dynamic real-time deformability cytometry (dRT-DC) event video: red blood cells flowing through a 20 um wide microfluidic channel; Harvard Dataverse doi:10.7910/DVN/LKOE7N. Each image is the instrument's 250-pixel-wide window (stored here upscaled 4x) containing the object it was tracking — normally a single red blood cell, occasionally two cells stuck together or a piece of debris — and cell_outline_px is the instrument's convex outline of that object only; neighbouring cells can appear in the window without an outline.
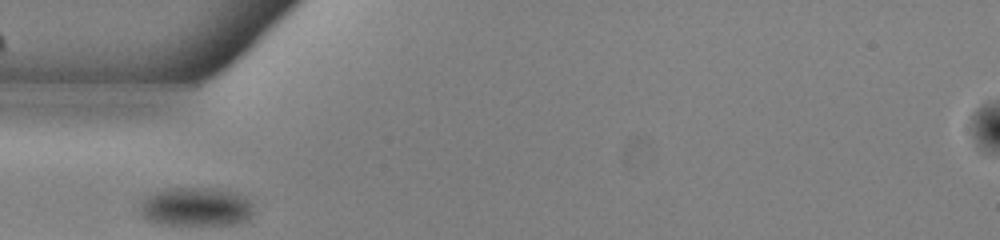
{"species": "common noctule bat (a hibernating species)", "species_latin": "Nyctalus noctula", "temperature_condition": "warm", "stored_images_in_passage": 26, "camera_frame_rate_fps": 3000, "um_per_image_px": 0.085, "animal": {"sex": "male", "body_mass_g": 13.0, "forearm_length_mm": 53.1}, "frame": {"image": 1, "passage_image": 1, "time_ms": 0.0, "image_size_px": [1000, 240], "cell_outline_px": [[252, 212], [248, 220], [236, 224], [156, 224], [148, 220], [140, 212], [140, 200], [144, 196], [160, 188], [224, 188], [244, 196], [252, 204]], "centroid_in_image_um": [16.61, 17.55], "position_along_channel_um": 68.4, "area_um2": 26.13}}
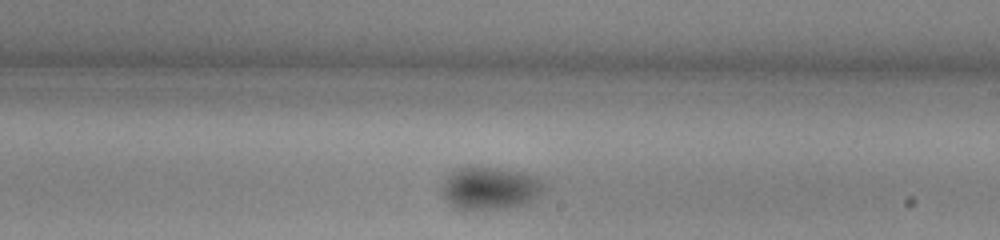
{"frame": {"image": 2, "passage_image": 15, "time_ms": 4.667, "image_size_px": [1000, 240], "cell_outline_px": [[544, 188], [528, 204], [504, 208], [460, 208], [452, 204], [440, 192], [444, 176], [460, 168], [496, 168], [516, 172], [532, 176], [544, 184]], "centroid_in_image_um": [41.61, 16.0], "position_along_channel_um": 247.4, "area_um2": 24.39}}
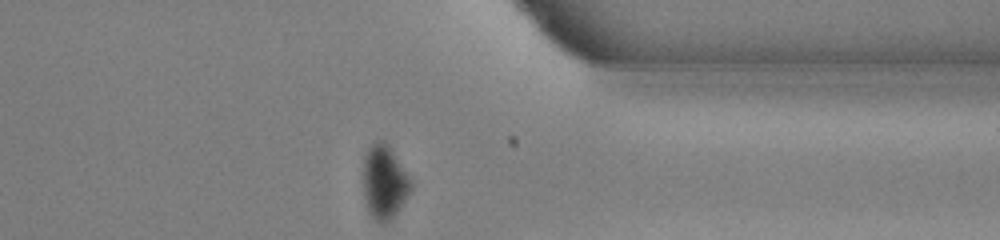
{"frame": {"image": 3, "passage_image": 26, "time_ms": 8.333, "image_size_px": [1000, 240], "cell_outline_px": [[412, 188], [408, 196], [392, 220], [384, 224], [380, 224], [368, 212], [364, 200], [364, 156], [368, 148], [376, 140], [384, 140], [388, 144], [412, 180]], "centroid_in_image_um": [32.68, 15.5], "position_along_channel_um": 378.7, "area_um2": 20.75}, "authors_computed_cell_mechanics": {"area_um2": 25.6343, "velocity_mm_per_s": 3.8411, "shape_relaxation_time_tau1_ms": 3.2274, "shape_relaxation_time_tau2_ms": null, "deformation_change_tau1": 0.0718, "deformation_change_tau2": null}}